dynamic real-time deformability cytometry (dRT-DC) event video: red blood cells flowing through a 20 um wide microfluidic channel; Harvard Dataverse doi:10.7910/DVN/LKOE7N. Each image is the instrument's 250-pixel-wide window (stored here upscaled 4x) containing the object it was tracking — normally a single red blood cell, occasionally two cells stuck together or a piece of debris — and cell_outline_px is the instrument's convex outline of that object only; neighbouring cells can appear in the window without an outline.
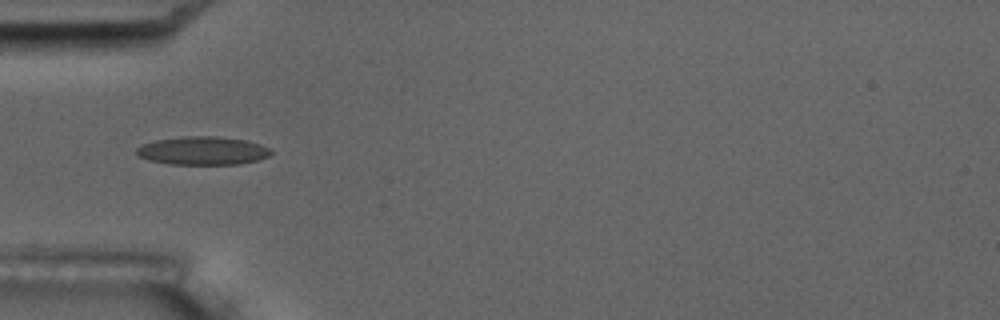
{"species": "common noctule bat (a hibernating species)", "species_latin": "Nyctalus noctula", "temperature_condition": "room temperature", "stored_images_in_passage": 7, "camera_frame_rate_fps": 3000, "um_per_image_px": 0.085, "animal": {"sex": "male", "body_mass_g": 17.5, "forearm_length_mm": 52.3}, "frame": {"image": 1, "passage_image": 6, "time_ms": 6.0, "image_size_px": [1000, 320], "cell_outline_px": [[272, 152], [268, 156], [256, 160], [240, 164], [172, 164], [148, 160], [136, 156], [136, 148], [144, 144], [156, 140], [184, 136], [216, 136], [248, 140], [260, 144], [268, 148]], "centroid_in_image_um": [17.21, 12.8], "position_along_channel_um": 67.8, "area_um2": 22.14}}